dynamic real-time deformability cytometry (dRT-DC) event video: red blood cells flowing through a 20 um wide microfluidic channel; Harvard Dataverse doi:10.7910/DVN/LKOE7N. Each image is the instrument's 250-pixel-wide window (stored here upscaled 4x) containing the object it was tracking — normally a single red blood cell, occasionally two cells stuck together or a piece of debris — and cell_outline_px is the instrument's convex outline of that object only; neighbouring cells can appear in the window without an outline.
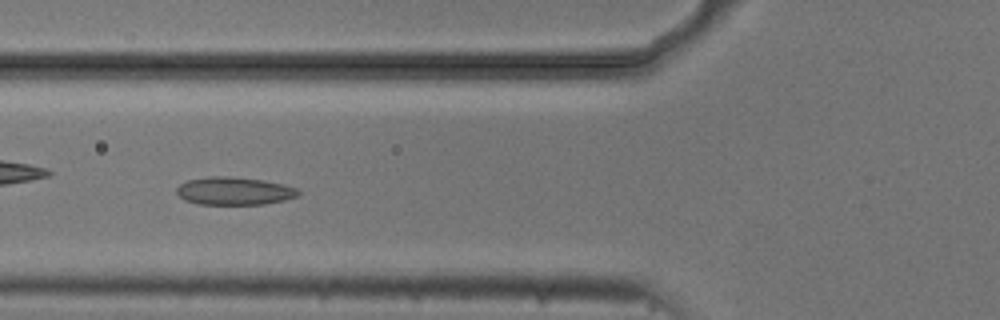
{"species": "common noctule bat (a hibernating species)", "species_latin": "Nyctalus noctula", "temperature_condition": "cold", "stored_images_in_passage": 48, "camera_frame_rate_fps": 3000, "um_per_image_px": 0.085, "animal": {"sex": "male", "body_mass_g": 20.5, "forearm_length_mm": 52.5}, "frame": {"image": 1, "passage_image": 18, "time_ms": 5.667, "image_size_px": [1000, 320], "cell_outline_px": [[300, 196], [284, 200], [264, 204], [200, 204], [184, 200], [176, 192], [176, 188], [180, 184], [188, 180], [208, 176], [228, 176], [260, 180], [284, 184], [296, 188], [300, 192]], "centroid_in_image_um": [19.91, 16.23], "position_along_channel_um": 105.9, "area_um2": 19.71}}
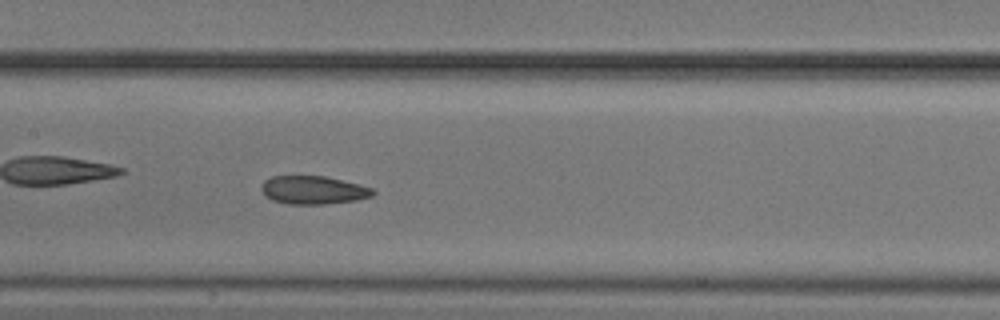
{"frame": {"image": 2, "passage_image": 24, "time_ms": 7.667, "image_size_px": [1000, 320], "cell_outline_px": [[376, 192], [372, 196], [356, 200], [324, 204], [288, 204], [272, 200], [264, 196], [260, 188], [264, 180], [272, 176], [324, 176], [360, 184], [372, 188]], "centroid_in_image_um": [26.61, 16.15], "position_along_channel_um": 180.8, "area_um2": 18.44}}
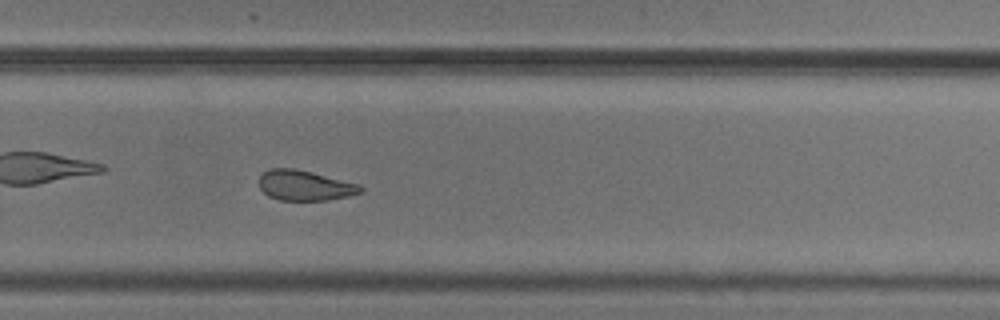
{"frame": {"image": 3, "passage_image": 34, "time_ms": 11.0, "image_size_px": [1000, 320], "cell_outline_px": [[364, 192], [348, 196], [328, 200], [280, 200], [268, 196], [260, 188], [260, 176], [268, 168], [296, 168], [360, 184], [364, 188]], "centroid_in_image_um": [25.94, 15.76], "position_along_channel_um": 303.9, "area_um2": 17.98}, "authors_computed_cell_mechanics": {"area_um2": 20.0566, "velocity_mm_per_s": 3.7151, "shape_relaxation_time_tau1_ms": 3.3733, "shape_relaxation_time_tau2_ms": 2.4278, "deformation_change_tau1": 0.1122, "deformation_change_tau2": 0.0938}}